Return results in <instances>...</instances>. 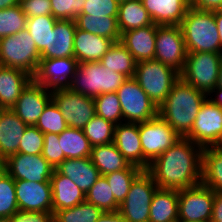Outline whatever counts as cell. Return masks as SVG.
Here are the masks:
<instances>
[{
    "label": "cell",
    "mask_w": 222,
    "mask_h": 222,
    "mask_svg": "<svg viewBox=\"0 0 222 222\" xmlns=\"http://www.w3.org/2000/svg\"><path fill=\"white\" fill-rule=\"evenodd\" d=\"M19 210L52 213L51 183L15 180Z\"/></svg>",
    "instance_id": "17"
},
{
    "label": "cell",
    "mask_w": 222,
    "mask_h": 222,
    "mask_svg": "<svg viewBox=\"0 0 222 222\" xmlns=\"http://www.w3.org/2000/svg\"><path fill=\"white\" fill-rule=\"evenodd\" d=\"M27 17L20 5L0 10V39L26 28Z\"/></svg>",
    "instance_id": "42"
},
{
    "label": "cell",
    "mask_w": 222,
    "mask_h": 222,
    "mask_svg": "<svg viewBox=\"0 0 222 222\" xmlns=\"http://www.w3.org/2000/svg\"><path fill=\"white\" fill-rule=\"evenodd\" d=\"M2 163L4 170L14 180L51 183L50 178L54 168L41 154L16 153Z\"/></svg>",
    "instance_id": "15"
},
{
    "label": "cell",
    "mask_w": 222,
    "mask_h": 222,
    "mask_svg": "<svg viewBox=\"0 0 222 222\" xmlns=\"http://www.w3.org/2000/svg\"><path fill=\"white\" fill-rule=\"evenodd\" d=\"M113 143L130 163L143 170V151L138 123H119L114 128Z\"/></svg>",
    "instance_id": "21"
},
{
    "label": "cell",
    "mask_w": 222,
    "mask_h": 222,
    "mask_svg": "<svg viewBox=\"0 0 222 222\" xmlns=\"http://www.w3.org/2000/svg\"><path fill=\"white\" fill-rule=\"evenodd\" d=\"M156 25H180L189 9V0H141Z\"/></svg>",
    "instance_id": "23"
},
{
    "label": "cell",
    "mask_w": 222,
    "mask_h": 222,
    "mask_svg": "<svg viewBox=\"0 0 222 222\" xmlns=\"http://www.w3.org/2000/svg\"><path fill=\"white\" fill-rule=\"evenodd\" d=\"M114 41L76 28L74 34V58L81 62H95L106 54Z\"/></svg>",
    "instance_id": "24"
},
{
    "label": "cell",
    "mask_w": 222,
    "mask_h": 222,
    "mask_svg": "<svg viewBox=\"0 0 222 222\" xmlns=\"http://www.w3.org/2000/svg\"><path fill=\"white\" fill-rule=\"evenodd\" d=\"M96 115L117 125L123 123L122 110L116 92L94 97Z\"/></svg>",
    "instance_id": "40"
},
{
    "label": "cell",
    "mask_w": 222,
    "mask_h": 222,
    "mask_svg": "<svg viewBox=\"0 0 222 222\" xmlns=\"http://www.w3.org/2000/svg\"><path fill=\"white\" fill-rule=\"evenodd\" d=\"M143 151V170L171 147L181 136L159 115L138 123Z\"/></svg>",
    "instance_id": "9"
},
{
    "label": "cell",
    "mask_w": 222,
    "mask_h": 222,
    "mask_svg": "<svg viewBox=\"0 0 222 222\" xmlns=\"http://www.w3.org/2000/svg\"><path fill=\"white\" fill-rule=\"evenodd\" d=\"M9 219L10 222H53V213L18 210Z\"/></svg>",
    "instance_id": "49"
},
{
    "label": "cell",
    "mask_w": 222,
    "mask_h": 222,
    "mask_svg": "<svg viewBox=\"0 0 222 222\" xmlns=\"http://www.w3.org/2000/svg\"><path fill=\"white\" fill-rule=\"evenodd\" d=\"M78 65L75 58L41 59L33 79L50 89L67 87Z\"/></svg>",
    "instance_id": "18"
},
{
    "label": "cell",
    "mask_w": 222,
    "mask_h": 222,
    "mask_svg": "<svg viewBox=\"0 0 222 222\" xmlns=\"http://www.w3.org/2000/svg\"><path fill=\"white\" fill-rule=\"evenodd\" d=\"M119 3L116 0H86L81 14L103 17H118Z\"/></svg>",
    "instance_id": "47"
},
{
    "label": "cell",
    "mask_w": 222,
    "mask_h": 222,
    "mask_svg": "<svg viewBox=\"0 0 222 222\" xmlns=\"http://www.w3.org/2000/svg\"><path fill=\"white\" fill-rule=\"evenodd\" d=\"M19 5L27 18L52 16L50 0H20Z\"/></svg>",
    "instance_id": "48"
},
{
    "label": "cell",
    "mask_w": 222,
    "mask_h": 222,
    "mask_svg": "<svg viewBox=\"0 0 222 222\" xmlns=\"http://www.w3.org/2000/svg\"><path fill=\"white\" fill-rule=\"evenodd\" d=\"M186 58L187 49L181 26L157 25L154 60L181 73Z\"/></svg>",
    "instance_id": "12"
},
{
    "label": "cell",
    "mask_w": 222,
    "mask_h": 222,
    "mask_svg": "<svg viewBox=\"0 0 222 222\" xmlns=\"http://www.w3.org/2000/svg\"><path fill=\"white\" fill-rule=\"evenodd\" d=\"M158 188L152 175L143 170L131 184L118 212L127 222H149L151 201Z\"/></svg>",
    "instance_id": "8"
},
{
    "label": "cell",
    "mask_w": 222,
    "mask_h": 222,
    "mask_svg": "<svg viewBox=\"0 0 222 222\" xmlns=\"http://www.w3.org/2000/svg\"><path fill=\"white\" fill-rule=\"evenodd\" d=\"M86 0H50L52 16L57 20H75Z\"/></svg>",
    "instance_id": "44"
},
{
    "label": "cell",
    "mask_w": 222,
    "mask_h": 222,
    "mask_svg": "<svg viewBox=\"0 0 222 222\" xmlns=\"http://www.w3.org/2000/svg\"><path fill=\"white\" fill-rule=\"evenodd\" d=\"M178 221V190L158 188L150 205L149 222Z\"/></svg>",
    "instance_id": "28"
},
{
    "label": "cell",
    "mask_w": 222,
    "mask_h": 222,
    "mask_svg": "<svg viewBox=\"0 0 222 222\" xmlns=\"http://www.w3.org/2000/svg\"><path fill=\"white\" fill-rule=\"evenodd\" d=\"M201 183L214 192L222 193V152L216 147L202 150Z\"/></svg>",
    "instance_id": "32"
},
{
    "label": "cell",
    "mask_w": 222,
    "mask_h": 222,
    "mask_svg": "<svg viewBox=\"0 0 222 222\" xmlns=\"http://www.w3.org/2000/svg\"><path fill=\"white\" fill-rule=\"evenodd\" d=\"M18 210L15 180L4 170L0 174V218H10Z\"/></svg>",
    "instance_id": "41"
},
{
    "label": "cell",
    "mask_w": 222,
    "mask_h": 222,
    "mask_svg": "<svg viewBox=\"0 0 222 222\" xmlns=\"http://www.w3.org/2000/svg\"><path fill=\"white\" fill-rule=\"evenodd\" d=\"M41 155L56 169L65 159L58 134L44 133V146Z\"/></svg>",
    "instance_id": "46"
},
{
    "label": "cell",
    "mask_w": 222,
    "mask_h": 222,
    "mask_svg": "<svg viewBox=\"0 0 222 222\" xmlns=\"http://www.w3.org/2000/svg\"><path fill=\"white\" fill-rule=\"evenodd\" d=\"M85 200L99 207L103 212L119 210L120 204L115 200L106 177L102 175L86 193Z\"/></svg>",
    "instance_id": "35"
},
{
    "label": "cell",
    "mask_w": 222,
    "mask_h": 222,
    "mask_svg": "<svg viewBox=\"0 0 222 222\" xmlns=\"http://www.w3.org/2000/svg\"><path fill=\"white\" fill-rule=\"evenodd\" d=\"M221 58L222 53H187L180 78L208 95L216 87Z\"/></svg>",
    "instance_id": "7"
},
{
    "label": "cell",
    "mask_w": 222,
    "mask_h": 222,
    "mask_svg": "<svg viewBox=\"0 0 222 222\" xmlns=\"http://www.w3.org/2000/svg\"><path fill=\"white\" fill-rule=\"evenodd\" d=\"M180 26L187 53H222L219 31L215 22V11L189 7Z\"/></svg>",
    "instance_id": "3"
},
{
    "label": "cell",
    "mask_w": 222,
    "mask_h": 222,
    "mask_svg": "<svg viewBox=\"0 0 222 222\" xmlns=\"http://www.w3.org/2000/svg\"><path fill=\"white\" fill-rule=\"evenodd\" d=\"M128 78L101 65L99 61L81 62L67 86L73 92L96 97L103 93L116 92Z\"/></svg>",
    "instance_id": "4"
},
{
    "label": "cell",
    "mask_w": 222,
    "mask_h": 222,
    "mask_svg": "<svg viewBox=\"0 0 222 222\" xmlns=\"http://www.w3.org/2000/svg\"><path fill=\"white\" fill-rule=\"evenodd\" d=\"M219 13H222V4H221V6L218 8V10H217Z\"/></svg>",
    "instance_id": "59"
},
{
    "label": "cell",
    "mask_w": 222,
    "mask_h": 222,
    "mask_svg": "<svg viewBox=\"0 0 222 222\" xmlns=\"http://www.w3.org/2000/svg\"><path fill=\"white\" fill-rule=\"evenodd\" d=\"M75 22L77 28L83 31L111 39L114 42L121 40L117 17L79 14Z\"/></svg>",
    "instance_id": "31"
},
{
    "label": "cell",
    "mask_w": 222,
    "mask_h": 222,
    "mask_svg": "<svg viewBox=\"0 0 222 222\" xmlns=\"http://www.w3.org/2000/svg\"><path fill=\"white\" fill-rule=\"evenodd\" d=\"M55 170L70 178L85 194L100 177L90 157L65 159Z\"/></svg>",
    "instance_id": "27"
},
{
    "label": "cell",
    "mask_w": 222,
    "mask_h": 222,
    "mask_svg": "<svg viewBox=\"0 0 222 222\" xmlns=\"http://www.w3.org/2000/svg\"><path fill=\"white\" fill-rule=\"evenodd\" d=\"M75 20H58L48 38V48L41 54V59L74 58Z\"/></svg>",
    "instance_id": "19"
},
{
    "label": "cell",
    "mask_w": 222,
    "mask_h": 222,
    "mask_svg": "<svg viewBox=\"0 0 222 222\" xmlns=\"http://www.w3.org/2000/svg\"><path fill=\"white\" fill-rule=\"evenodd\" d=\"M118 3H121L123 1H127V0H116Z\"/></svg>",
    "instance_id": "61"
},
{
    "label": "cell",
    "mask_w": 222,
    "mask_h": 222,
    "mask_svg": "<svg viewBox=\"0 0 222 222\" xmlns=\"http://www.w3.org/2000/svg\"><path fill=\"white\" fill-rule=\"evenodd\" d=\"M203 148L186 137L178 139L148 167L160 189L183 190L201 184Z\"/></svg>",
    "instance_id": "1"
},
{
    "label": "cell",
    "mask_w": 222,
    "mask_h": 222,
    "mask_svg": "<svg viewBox=\"0 0 222 222\" xmlns=\"http://www.w3.org/2000/svg\"><path fill=\"white\" fill-rule=\"evenodd\" d=\"M51 100V89L32 79L11 109L25 124L35 126L44 108Z\"/></svg>",
    "instance_id": "16"
},
{
    "label": "cell",
    "mask_w": 222,
    "mask_h": 222,
    "mask_svg": "<svg viewBox=\"0 0 222 222\" xmlns=\"http://www.w3.org/2000/svg\"><path fill=\"white\" fill-rule=\"evenodd\" d=\"M185 137L202 148L215 147L222 139V106L216 105L207 97L191 131Z\"/></svg>",
    "instance_id": "14"
},
{
    "label": "cell",
    "mask_w": 222,
    "mask_h": 222,
    "mask_svg": "<svg viewBox=\"0 0 222 222\" xmlns=\"http://www.w3.org/2000/svg\"><path fill=\"white\" fill-rule=\"evenodd\" d=\"M215 192L202 183L178 191V220L210 222Z\"/></svg>",
    "instance_id": "13"
},
{
    "label": "cell",
    "mask_w": 222,
    "mask_h": 222,
    "mask_svg": "<svg viewBox=\"0 0 222 222\" xmlns=\"http://www.w3.org/2000/svg\"><path fill=\"white\" fill-rule=\"evenodd\" d=\"M215 88H222V58H221L219 76H218L217 84Z\"/></svg>",
    "instance_id": "56"
},
{
    "label": "cell",
    "mask_w": 222,
    "mask_h": 222,
    "mask_svg": "<svg viewBox=\"0 0 222 222\" xmlns=\"http://www.w3.org/2000/svg\"><path fill=\"white\" fill-rule=\"evenodd\" d=\"M12 109H0V161L18 153L21 138L27 128Z\"/></svg>",
    "instance_id": "20"
},
{
    "label": "cell",
    "mask_w": 222,
    "mask_h": 222,
    "mask_svg": "<svg viewBox=\"0 0 222 222\" xmlns=\"http://www.w3.org/2000/svg\"><path fill=\"white\" fill-rule=\"evenodd\" d=\"M51 94L68 127L83 129L96 115L94 97L73 92L67 87L53 88Z\"/></svg>",
    "instance_id": "11"
},
{
    "label": "cell",
    "mask_w": 222,
    "mask_h": 222,
    "mask_svg": "<svg viewBox=\"0 0 222 222\" xmlns=\"http://www.w3.org/2000/svg\"><path fill=\"white\" fill-rule=\"evenodd\" d=\"M44 133H62L68 126L58 106L51 100L44 108L36 125Z\"/></svg>",
    "instance_id": "43"
},
{
    "label": "cell",
    "mask_w": 222,
    "mask_h": 222,
    "mask_svg": "<svg viewBox=\"0 0 222 222\" xmlns=\"http://www.w3.org/2000/svg\"><path fill=\"white\" fill-rule=\"evenodd\" d=\"M134 79L158 108L180 79V73L160 61L146 60L137 62Z\"/></svg>",
    "instance_id": "6"
},
{
    "label": "cell",
    "mask_w": 222,
    "mask_h": 222,
    "mask_svg": "<svg viewBox=\"0 0 222 222\" xmlns=\"http://www.w3.org/2000/svg\"><path fill=\"white\" fill-rule=\"evenodd\" d=\"M97 222H127L118 211L104 212Z\"/></svg>",
    "instance_id": "52"
},
{
    "label": "cell",
    "mask_w": 222,
    "mask_h": 222,
    "mask_svg": "<svg viewBox=\"0 0 222 222\" xmlns=\"http://www.w3.org/2000/svg\"><path fill=\"white\" fill-rule=\"evenodd\" d=\"M40 60L36 43L26 28L0 39V65L23 70L34 77Z\"/></svg>",
    "instance_id": "5"
},
{
    "label": "cell",
    "mask_w": 222,
    "mask_h": 222,
    "mask_svg": "<svg viewBox=\"0 0 222 222\" xmlns=\"http://www.w3.org/2000/svg\"><path fill=\"white\" fill-rule=\"evenodd\" d=\"M207 97L206 93L180 78L158 107V115L181 137H185L191 131L199 109Z\"/></svg>",
    "instance_id": "2"
},
{
    "label": "cell",
    "mask_w": 222,
    "mask_h": 222,
    "mask_svg": "<svg viewBox=\"0 0 222 222\" xmlns=\"http://www.w3.org/2000/svg\"><path fill=\"white\" fill-rule=\"evenodd\" d=\"M101 65L127 78H134L137 62L121 41L114 42L99 61Z\"/></svg>",
    "instance_id": "33"
},
{
    "label": "cell",
    "mask_w": 222,
    "mask_h": 222,
    "mask_svg": "<svg viewBox=\"0 0 222 222\" xmlns=\"http://www.w3.org/2000/svg\"><path fill=\"white\" fill-rule=\"evenodd\" d=\"M117 20L121 34L153 24L141 0H127L119 3Z\"/></svg>",
    "instance_id": "30"
},
{
    "label": "cell",
    "mask_w": 222,
    "mask_h": 222,
    "mask_svg": "<svg viewBox=\"0 0 222 222\" xmlns=\"http://www.w3.org/2000/svg\"><path fill=\"white\" fill-rule=\"evenodd\" d=\"M142 171L139 167L130 165L127 169L105 175L114 198L119 204L126 198L131 184Z\"/></svg>",
    "instance_id": "37"
},
{
    "label": "cell",
    "mask_w": 222,
    "mask_h": 222,
    "mask_svg": "<svg viewBox=\"0 0 222 222\" xmlns=\"http://www.w3.org/2000/svg\"><path fill=\"white\" fill-rule=\"evenodd\" d=\"M215 22L219 31L220 43H221V52H222V13L215 11Z\"/></svg>",
    "instance_id": "54"
},
{
    "label": "cell",
    "mask_w": 222,
    "mask_h": 222,
    "mask_svg": "<svg viewBox=\"0 0 222 222\" xmlns=\"http://www.w3.org/2000/svg\"><path fill=\"white\" fill-rule=\"evenodd\" d=\"M20 0H0V10L19 5Z\"/></svg>",
    "instance_id": "55"
},
{
    "label": "cell",
    "mask_w": 222,
    "mask_h": 222,
    "mask_svg": "<svg viewBox=\"0 0 222 222\" xmlns=\"http://www.w3.org/2000/svg\"><path fill=\"white\" fill-rule=\"evenodd\" d=\"M123 122L142 123L158 115V108L134 78H128L116 91Z\"/></svg>",
    "instance_id": "10"
},
{
    "label": "cell",
    "mask_w": 222,
    "mask_h": 222,
    "mask_svg": "<svg viewBox=\"0 0 222 222\" xmlns=\"http://www.w3.org/2000/svg\"><path fill=\"white\" fill-rule=\"evenodd\" d=\"M210 222H222V193L215 192Z\"/></svg>",
    "instance_id": "51"
},
{
    "label": "cell",
    "mask_w": 222,
    "mask_h": 222,
    "mask_svg": "<svg viewBox=\"0 0 222 222\" xmlns=\"http://www.w3.org/2000/svg\"><path fill=\"white\" fill-rule=\"evenodd\" d=\"M90 159L102 176L130 166L114 143L92 146Z\"/></svg>",
    "instance_id": "29"
},
{
    "label": "cell",
    "mask_w": 222,
    "mask_h": 222,
    "mask_svg": "<svg viewBox=\"0 0 222 222\" xmlns=\"http://www.w3.org/2000/svg\"><path fill=\"white\" fill-rule=\"evenodd\" d=\"M0 222H10L9 218H0Z\"/></svg>",
    "instance_id": "58"
},
{
    "label": "cell",
    "mask_w": 222,
    "mask_h": 222,
    "mask_svg": "<svg viewBox=\"0 0 222 222\" xmlns=\"http://www.w3.org/2000/svg\"><path fill=\"white\" fill-rule=\"evenodd\" d=\"M157 25L152 24L121 34V42L136 62L154 60Z\"/></svg>",
    "instance_id": "22"
},
{
    "label": "cell",
    "mask_w": 222,
    "mask_h": 222,
    "mask_svg": "<svg viewBox=\"0 0 222 222\" xmlns=\"http://www.w3.org/2000/svg\"><path fill=\"white\" fill-rule=\"evenodd\" d=\"M52 186V213L72 208L84 202L86 194L68 177L55 169L50 178Z\"/></svg>",
    "instance_id": "26"
},
{
    "label": "cell",
    "mask_w": 222,
    "mask_h": 222,
    "mask_svg": "<svg viewBox=\"0 0 222 222\" xmlns=\"http://www.w3.org/2000/svg\"><path fill=\"white\" fill-rule=\"evenodd\" d=\"M222 0H189V6L198 10L216 11Z\"/></svg>",
    "instance_id": "50"
},
{
    "label": "cell",
    "mask_w": 222,
    "mask_h": 222,
    "mask_svg": "<svg viewBox=\"0 0 222 222\" xmlns=\"http://www.w3.org/2000/svg\"><path fill=\"white\" fill-rule=\"evenodd\" d=\"M0 169H4L3 163L0 161Z\"/></svg>",
    "instance_id": "60"
},
{
    "label": "cell",
    "mask_w": 222,
    "mask_h": 222,
    "mask_svg": "<svg viewBox=\"0 0 222 222\" xmlns=\"http://www.w3.org/2000/svg\"><path fill=\"white\" fill-rule=\"evenodd\" d=\"M115 124L95 115L83 128L91 146L106 145L114 141Z\"/></svg>",
    "instance_id": "38"
},
{
    "label": "cell",
    "mask_w": 222,
    "mask_h": 222,
    "mask_svg": "<svg viewBox=\"0 0 222 222\" xmlns=\"http://www.w3.org/2000/svg\"><path fill=\"white\" fill-rule=\"evenodd\" d=\"M44 146V134L36 126H27L18 153L29 155L41 154Z\"/></svg>",
    "instance_id": "45"
},
{
    "label": "cell",
    "mask_w": 222,
    "mask_h": 222,
    "mask_svg": "<svg viewBox=\"0 0 222 222\" xmlns=\"http://www.w3.org/2000/svg\"><path fill=\"white\" fill-rule=\"evenodd\" d=\"M58 20L53 16H36L27 18L26 29L36 43V47L41 54L48 48V38L53 32L55 23Z\"/></svg>",
    "instance_id": "39"
},
{
    "label": "cell",
    "mask_w": 222,
    "mask_h": 222,
    "mask_svg": "<svg viewBox=\"0 0 222 222\" xmlns=\"http://www.w3.org/2000/svg\"><path fill=\"white\" fill-rule=\"evenodd\" d=\"M220 152H222V139L219 141V143L215 146Z\"/></svg>",
    "instance_id": "57"
},
{
    "label": "cell",
    "mask_w": 222,
    "mask_h": 222,
    "mask_svg": "<svg viewBox=\"0 0 222 222\" xmlns=\"http://www.w3.org/2000/svg\"><path fill=\"white\" fill-rule=\"evenodd\" d=\"M211 93L214 94L211 95ZM216 98H212V97ZM208 99H210L213 103H215L218 106H222V88H215L208 94Z\"/></svg>",
    "instance_id": "53"
},
{
    "label": "cell",
    "mask_w": 222,
    "mask_h": 222,
    "mask_svg": "<svg viewBox=\"0 0 222 222\" xmlns=\"http://www.w3.org/2000/svg\"><path fill=\"white\" fill-rule=\"evenodd\" d=\"M103 213L99 207L85 200L72 208L56 211L53 222H97Z\"/></svg>",
    "instance_id": "36"
},
{
    "label": "cell",
    "mask_w": 222,
    "mask_h": 222,
    "mask_svg": "<svg viewBox=\"0 0 222 222\" xmlns=\"http://www.w3.org/2000/svg\"><path fill=\"white\" fill-rule=\"evenodd\" d=\"M61 151L66 159L90 157L92 146L84 135L83 129L67 127L58 134Z\"/></svg>",
    "instance_id": "34"
},
{
    "label": "cell",
    "mask_w": 222,
    "mask_h": 222,
    "mask_svg": "<svg viewBox=\"0 0 222 222\" xmlns=\"http://www.w3.org/2000/svg\"><path fill=\"white\" fill-rule=\"evenodd\" d=\"M32 79L23 70L0 65V109H11Z\"/></svg>",
    "instance_id": "25"
}]
</instances>
